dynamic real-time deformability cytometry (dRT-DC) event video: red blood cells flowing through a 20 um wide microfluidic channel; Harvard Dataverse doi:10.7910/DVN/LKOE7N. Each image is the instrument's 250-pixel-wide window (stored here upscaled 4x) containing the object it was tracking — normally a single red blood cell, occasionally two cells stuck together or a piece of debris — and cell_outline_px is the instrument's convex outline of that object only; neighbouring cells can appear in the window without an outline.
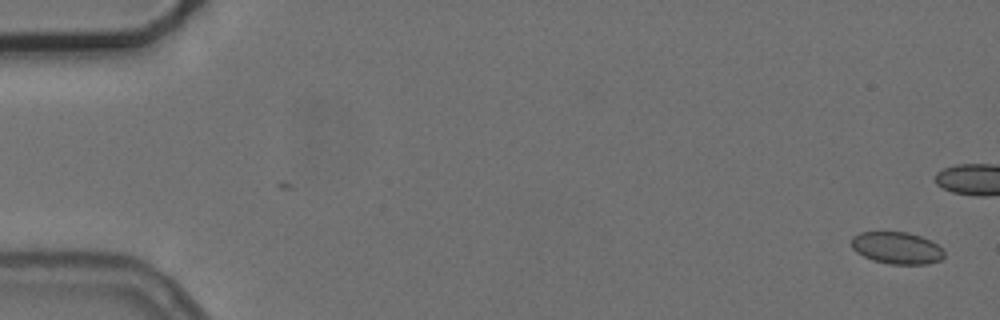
{"species": "common noctule bat (a hibernating species)", "species_latin": "Nyctalus noctula", "temperature_condition": "cold", "stored_images_in_passage": 6, "camera_frame_rate_fps": 3000, "um_per_image_px": 0.085, "animal": {"sex": "female", "body_mass_g": 24.6, "forearm_length_mm": 56.2}, "frame": {"image": 1, "passage_image": 1, "time_ms": 0.0, "image_size_px": [1000, 320], "cell_outline_px": [[944, 256], [940, 260], [928, 264], [888, 264], [872, 260], [856, 252], [852, 248], [852, 236], [860, 232], [908, 232], [932, 240], [944, 248]], "centroid_in_image_um": [76.26, 21.07], "position_along_channel_um": 8.7, "area_um2": 17.51}}
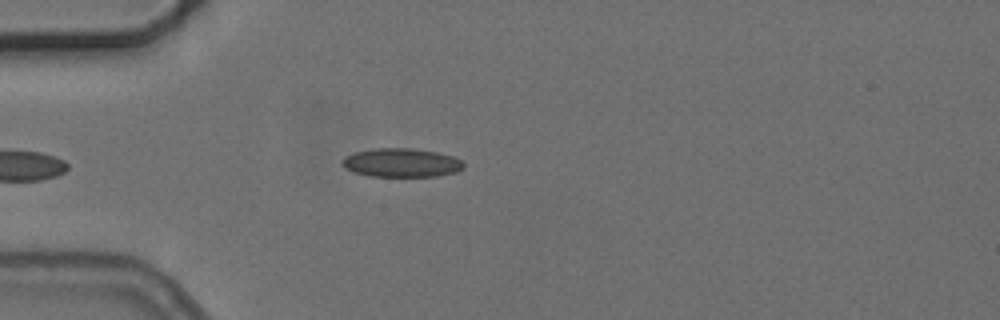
{"frame": {"image": 2, "passage_image": 6, "time_ms": 6.0, "image_size_px": [1000, 320], "cell_outline_px": [[464, 168], [456, 172], [436, 176], [368, 176], [352, 172], [340, 164], [340, 160], [344, 156], [352, 152], [372, 148], [412, 148], [436, 152], [452, 156], [460, 160], [464, 164]], "centroid_in_image_um": [34.05, 13.82], "position_along_channel_um": 51.0, "area_um2": 20.58}}